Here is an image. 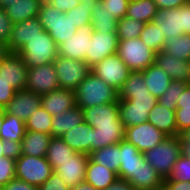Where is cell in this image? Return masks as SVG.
Returning <instances> with one entry per match:
<instances>
[{"label":"cell","mask_w":190,"mask_h":190,"mask_svg":"<svg viewBox=\"0 0 190 190\" xmlns=\"http://www.w3.org/2000/svg\"><path fill=\"white\" fill-rule=\"evenodd\" d=\"M89 158L99 163L116 174L120 168V142L114 145L106 146L89 154Z\"/></svg>","instance_id":"obj_33"},{"label":"cell","mask_w":190,"mask_h":190,"mask_svg":"<svg viewBox=\"0 0 190 190\" xmlns=\"http://www.w3.org/2000/svg\"><path fill=\"white\" fill-rule=\"evenodd\" d=\"M117 22L100 2L91 13V24L97 32L117 33Z\"/></svg>","instance_id":"obj_39"},{"label":"cell","mask_w":190,"mask_h":190,"mask_svg":"<svg viewBox=\"0 0 190 190\" xmlns=\"http://www.w3.org/2000/svg\"><path fill=\"white\" fill-rule=\"evenodd\" d=\"M146 87L157 100L169 88L172 79L155 63L143 71Z\"/></svg>","instance_id":"obj_28"},{"label":"cell","mask_w":190,"mask_h":190,"mask_svg":"<svg viewBox=\"0 0 190 190\" xmlns=\"http://www.w3.org/2000/svg\"><path fill=\"white\" fill-rule=\"evenodd\" d=\"M52 6H54L57 10L66 13L76 6H78L82 0H46Z\"/></svg>","instance_id":"obj_53"},{"label":"cell","mask_w":190,"mask_h":190,"mask_svg":"<svg viewBox=\"0 0 190 190\" xmlns=\"http://www.w3.org/2000/svg\"><path fill=\"white\" fill-rule=\"evenodd\" d=\"M104 190H135L133 186L126 180L118 178L114 183Z\"/></svg>","instance_id":"obj_58"},{"label":"cell","mask_w":190,"mask_h":190,"mask_svg":"<svg viewBox=\"0 0 190 190\" xmlns=\"http://www.w3.org/2000/svg\"><path fill=\"white\" fill-rule=\"evenodd\" d=\"M21 141L4 140L2 151L5 157L17 160L22 155Z\"/></svg>","instance_id":"obj_51"},{"label":"cell","mask_w":190,"mask_h":190,"mask_svg":"<svg viewBox=\"0 0 190 190\" xmlns=\"http://www.w3.org/2000/svg\"><path fill=\"white\" fill-rule=\"evenodd\" d=\"M17 0H0V8L3 10L8 6H11L12 2H16Z\"/></svg>","instance_id":"obj_63"},{"label":"cell","mask_w":190,"mask_h":190,"mask_svg":"<svg viewBox=\"0 0 190 190\" xmlns=\"http://www.w3.org/2000/svg\"><path fill=\"white\" fill-rule=\"evenodd\" d=\"M9 53L7 44L0 42V62Z\"/></svg>","instance_id":"obj_62"},{"label":"cell","mask_w":190,"mask_h":190,"mask_svg":"<svg viewBox=\"0 0 190 190\" xmlns=\"http://www.w3.org/2000/svg\"><path fill=\"white\" fill-rule=\"evenodd\" d=\"M0 190H38L37 187L24 182L18 178L10 180L5 186L1 187Z\"/></svg>","instance_id":"obj_54"},{"label":"cell","mask_w":190,"mask_h":190,"mask_svg":"<svg viewBox=\"0 0 190 190\" xmlns=\"http://www.w3.org/2000/svg\"><path fill=\"white\" fill-rule=\"evenodd\" d=\"M92 128L83 121L63 134L61 138L74 151L89 155L92 152Z\"/></svg>","instance_id":"obj_21"},{"label":"cell","mask_w":190,"mask_h":190,"mask_svg":"<svg viewBox=\"0 0 190 190\" xmlns=\"http://www.w3.org/2000/svg\"><path fill=\"white\" fill-rule=\"evenodd\" d=\"M84 121V114L77 105L64 113H58L52 117L51 135L61 137L71 128L78 126Z\"/></svg>","instance_id":"obj_26"},{"label":"cell","mask_w":190,"mask_h":190,"mask_svg":"<svg viewBox=\"0 0 190 190\" xmlns=\"http://www.w3.org/2000/svg\"><path fill=\"white\" fill-rule=\"evenodd\" d=\"M158 9H173L184 6L188 0H154Z\"/></svg>","instance_id":"obj_55"},{"label":"cell","mask_w":190,"mask_h":190,"mask_svg":"<svg viewBox=\"0 0 190 190\" xmlns=\"http://www.w3.org/2000/svg\"><path fill=\"white\" fill-rule=\"evenodd\" d=\"M167 137L150 122L125 127V140L133 144L142 153L161 143Z\"/></svg>","instance_id":"obj_9"},{"label":"cell","mask_w":190,"mask_h":190,"mask_svg":"<svg viewBox=\"0 0 190 190\" xmlns=\"http://www.w3.org/2000/svg\"><path fill=\"white\" fill-rule=\"evenodd\" d=\"M38 190H70L63 179L55 171L51 176L38 188Z\"/></svg>","instance_id":"obj_49"},{"label":"cell","mask_w":190,"mask_h":190,"mask_svg":"<svg viewBox=\"0 0 190 190\" xmlns=\"http://www.w3.org/2000/svg\"><path fill=\"white\" fill-rule=\"evenodd\" d=\"M125 138V126L119 123L95 124L92 128V152L114 145Z\"/></svg>","instance_id":"obj_17"},{"label":"cell","mask_w":190,"mask_h":190,"mask_svg":"<svg viewBox=\"0 0 190 190\" xmlns=\"http://www.w3.org/2000/svg\"><path fill=\"white\" fill-rule=\"evenodd\" d=\"M52 135L26 130L21 140L22 155L45 157Z\"/></svg>","instance_id":"obj_30"},{"label":"cell","mask_w":190,"mask_h":190,"mask_svg":"<svg viewBox=\"0 0 190 190\" xmlns=\"http://www.w3.org/2000/svg\"><path fill=\"white\" fill-rule=\"evenodd\" d=\"M177 108H190V83L185 87L183 94L179 97Z\"/></svg>","instance_id":"obj_59"},{"label":"cell","mask_w":190,"mask_h":190,"mask_svg":"<svg viewBox=\"0 0 190 190\" xmlns=\"http://www.w3.org/2000/svg\"><path fill=\"white\" fill-rule=\"evenodd\" d=\"M117 179L118 176L114 171L89 158L85 172V182L94 186L97 190H104Z\"/></svg>","instance_id":"obj_27"},{"label":"cell","mask_w":190,"mask_h":190,"mask_svg":"<svg viewBox=\"0 0 190 190\" xmlns=\"http://www.w3.org/2000/svg\"><path fill=\"white\" fill-rule=\"evenodd\" d=\"M145 23L129 17H123L117 22V38L119 40H130L140 37Z\"/></svg>","instance_id":"obj_42"},{"label":"cell","mask_w":190,"mask_h":190,"mask_svg":"<svg viewBox=\"0 0 190 190\" xmlns=\"http://www.w3.org/2000/svg\"><path fill=\"white\" fill-rule=\"evenodd\" d=\"M43 31L38 17L13 24L7 44L9 52L17 53L27 42L40 36Z\"/></svg>","instance_id":"obj_15"},{"label":"cell","mask_w":190,"mask_h":190,"mask_svg":"<svg viewBox=\"0 0 190 190\" xmlns=\"http://www.w3.org/2000/svg\"><path fill=\"white\" fill-rule=\"evenodd\" d=\"M24 64L30 67L46 65L58 57V46L45 30L27 42L18 52Z\"/></svg>","instance_id":"obj_4"},{"label":"cell","mask_w":190,"mask_h":190,"mask_svg":"<svg viewBox=\"0 0 190 190\" xmlns=\"http://www.w3.org/2000/svg\"><path fill=\"white\" fill-rule=\"evenodd\" d=\"M44 0H17L12 2L5 10L6 15L13 24L38 17Z\"/></svg>","instance_id":"obj_29"},{"label":"cell","mask_w":190,"mask_h":190,"mask_svg":"<svg viewBox=\"0 0 190 190\" xmlns=\"http://www.w3.org/2000/svg\"><path fill=\"white\" fill-rule=\"evenodd\" d=\"M118 43L117 33L94 30L86 54L87 65L91 68L105 57L117 53Z\"/></svg>","instance_id":"obj_12"},{"label":"cell","mask_w":190,"mask_h":190,"mask_svg":"<svg viewBox=\"0 0 190 190\" xmlns=\"http://www.w3.org/2000/svg\"><path fill=\"white\" fill-rule=\"evenodd\" d=\"M181 147H190V128L186 129L179 136Z\"/></svg>","instance_id":"obj_60"},{"label":"cell","mask_w":190,"mask_h":190,"mask_svg":"<svg viewBox=\"0 0 190 190\" xmlns=\"http://www.w3.org/2000/svg\"><path fill=\"white\" fill-rule=\"evenodd\" d=\"M181 154L190 159V147H181Z\"/></svg>","instance_id":"obj_64"},{"label":"cell","mask_w":190,"mask_h":190,"mask_svg":"<svg viewBox=\"0 0 190 190\" xmlns=\"http://www.w3.org/2000/svg\"><path fill=\"white\" fill-rule=\"evenodd\" d=\"M100 0H82L81 3L66 12V17H70L74 26L83 27L85 24L91 23V13L98 6Z\"/></svg>","instance_id":"obj_37"},{"label":"cell","mask_w":190,"mask_h":190,"mask_svg":"<svg viewBox=\"0 0 190 190\" xmlns=\"http://www.w3.org/2000/svg\"><path fill=\"white\" fill-rule=\"evenodd\" d=\"M177 136L190 128V108L175 109Z\"/></svg>","instance_id":"obj_48"},{"label":"cell","mask_w":190,"mask_h":190,"mask_svg":"<svg viewBox=\"0 0 190 190\" xmlns=\"http://www.w3.org/2000/svg\"><path fill=\"white\" fill-rule=\"evenodd\" d=\"M5 116V108L0 106V128Z\"/></svg>","instance_id":"obj_65"},{"label":"cell","mask_w":190,"mask_h":190,"mask_svg":"<svg viewBox=\"0 0 190 190\" xmlns=\"http://www.w3.org/2000/svg\"><path fill=\"white\" fill-rule=\"evenodd\" d=\"M93 31L94 28L91 23L78 28L75 35L58 45V56L86 62V54Z\"/></svg>","instance_id":"obj_11"},{"label":"cell","mask_w":190,"mask_h":190,"mask_svg":"<svg viewBox=\"0 0 190 190\" xmlns=\"http://www.w3.org/2000/svg\"><path fill=\"white\" fill-rule=\"evenodd\" d=\"M189 83L185 81L172 80L169 88L161 95L158 102L168 109L175 110L179 97L183 94Z\"/></svg>","instance_id":"obj_43"},{"label":"cell","mask_w":190,"mask_h":190,"mask_svg":"<svg viewBox=\"0 0 190 190\" xmlns=\"http://www.w3.org/2000/svg\"><path fill=\"white\" fill-rule=\"evenodd\" d=\"M76 151L71 149L61 137H52L49 142L48 149L46 151V159L55 171L60 164L71 159V155L75 154Z\"/></svg>","instance_id":"obj_31"},{"label":"cell","mask_w":190,"mask_h":190,"mask_svg":"<svg viewBox=\"0 0 190 190\" xmlns=\"http://www.w3.org/2000/svg\"><path fill=\"white\" fill-rule=\"evenodd\" d=\"M152 190H168L167 187L163 184L162 186L158 187V188H154Z\"/></svg>","instance_id":"obj_67"},{"label":"cell","mask_w":190,"mask_h":190,"mask_svg":"<svg viewBox=\"0 0 190 190\" xmlns=\"http://www.w3.org/2000/svg\"><path fill=\"white\" fill-rule=\"evenodd\" d=\"M130 0H100L104 9L117 21L126 16Z\"/></svg>","instance_id":"obj_45"},{"label":"cell","mask_w":190,"mask_h":190,"mask_svg":"<svg viewBox=\"0 0 190 190\" xmlns=\"http://www.w3.org/2000/svg\"><path fill=\"white\" fill-rule=\"evenodd\" d=\"M117 54L130 71H144L155 63L156 52L139 38L119 40Z\"/></svg>","instance_id":"obj_5"},{"label":"cell","mask_w":190,"mask_h":190,"mask_svg":"<svg viewBox=\"0 0 190 190\" xmlns=\"http://www.w3.org/2000/svg\"><path fill=\"white\" fill-rule=\"evenodd\" d=\"M162 31L164 38H175L183 34L182 6L173 9H159L153 21Z\"/></svg>","instance_id":"obj_18"},{"label":"cell","mask_w":190,"mask_h":190,"mask_svg":"<svg viewBox=\"0 0 190 190\" xmlns=\"http://www.w3.org/2000/svg\"><path fill=\"white\" fill-rule=\"evenodd\" d=\"M140 94H150L146 87L143 71H131L128 79L119 90V99L128 101Z\"/></svg>","instance_id":"obj_34"},{"label":"cell","mask_w":190,"mask_h":190,"mask_svg":"<svg viewBox=\"0 0 190 190\" xmlns=\"http://www.w3.org/2000/svg\"><path fill=\"white\" fill-rule=\"evenodd\" d=\"M143 154L145 160L163 180L169 178L174 164L181 156L180 139L178 136H167L161 143Z\"/></svg>","instance_id":"obj_2"},{"label":"cell","mask_w":190,"mask_h":190,"mask_svg":"<svg viewBox=\"0 0 190 190\" xmlns=\"http://www.w3.org/2000/svg\"><path fill=\"white\" fill-rule=\"evenodd\" d=\"M70 190H97V189L87 182H82L80 184H77L75 187L70 188Z\"/></svg>","instance_id":"obj_61"},{"label":"cell","mask_w":190,"mask_h":190,"mask_svg":"<svg viewBox=\"0 0 190 190\" xmlns=\"http://www.w3.org/2000/svg\"><path fill=\"white\" fill-rule=\"evenodd\" d=\"M144 154L138 150L133 144L125 139L120 141V168L118 170V178L129 181L136 173L139 164V159H142Z\"/></svg>","instance_id":"obj_24"},{"label":"cell","mask_w":190,"mask_h":190,"mask_svg":"<svg viewBox=\"0 0 190 190\" xmlns=\"http://www.w3.org/2000/svg\"><path fill=\"white\" fill-rule=\"evenodd\" d=\"M164 180H177L190 182V159L182 154L173 166V170L169 178Z\"/></svg>","instance_id":"obj_44"},{"label":"cell","mask_w":190,"mask_h":190,"mask_svg":"<svg viewBox=\"0 0 190 190\" xmlns=\"http://www.w3.org/2000/svg\"><path fill=\"white\" fill-rule=\"evenodd\" d=\"M84 121L91 127L95 124L119 123V103L111 102L105 105L82 109Z\"/></svg>","instance_id":"obj_23"},{"label":"cell","mask_w":190,"mask_h":190,"mask_svg":"<svg viewBox=\"0 0 190 190\" xmlns=\"http://www.w3.org/2000/svg\"><path fill=\"white\" fill-rule=\"evenodd\" d=\"M25 122L16 116L6 114L0 128V138L11 141H21L25 135Z\"/></svg>","instance_id":"obj_35"},{"label":"cell","mask_w":190,"mask_h":190,"mask_svg":"<svg viewBox=\"0 0 190 190\" xmlns=\"http://www.w3.org/2000/svg\"><path fill=\"white\" fill-rule=\"evenodd\" d=\"M28 66L16 52H9L0 62V77L16 91L25 90Z\"/></svg>","instance_id":"obj_13"},{"label":"cell","mask_w":190,"mask_h":190,"mask_svg":"<svg viewBox=\"0 0 190 190\" xmlns=\"http://www.w3.org/2000/svg\"><path fill=\"white\" fill-rule=\"evenodd\" d=\"M40 106L41 95L28 90H18L5 106V113L25 122Z\"/></svg>","instance_id":"obj_14"},{"label":"cell","mask_w":190,"mask_h":190,"mask_svg":"<svg viewBox=\"0 0 190 190\" xmlns=\"http://www.w3.org/2000/svg\"><path fill=\"white\" fill-rule=\"evenodd\" d=\"M148 122L167 136H177L175 110L166 108L158 101L149 112Z\"/></svg>","instance_id":"obj_25"},{"label":"cell","mask_w":190,"mask_h":190,"mask_svg":"<svg viewBox=\"0 0 190 190\" xmlns=\"http://www.w3.org/2000/svg\"><path fill=\"white\" fill-rule=\"evenodd\" d=\"M157 99L151 94L135 95L132 99L125 101L132 108L151 110L157 103Z\"/></svg>","instance_id":"obj_47"},{"label":"cell","mask_w":190,"mask_h":190,"mask_svg":"<svg viewBox=\"0 0 190 190\" xmlns=\"http://www.w3.org/2000/svg\"><path fill=\"white\" fill-rule=\"evenodd\" d=\"M155 64L162 68L172 80L190 83V61L175 58L161 50L155 55Z\"/></svg>","instance_id":"obj_20"},{"label":"cell","mask_w":190,"mask_h":190,"mask_svg":"<svg viewBox=\"0 0 190 190\" xmlns=\"http://www.w3.org/2000/svg\"><path fill=\"white\" fill-rule=\"evenodd\" d=\"M13 23L6 15L5 10L0 8V42L8 44Z\"/></svg>","instance_id":"obj_50"},{"label":"cell","mask_w":190,"mask_h":190,"mask_svg":"<svg viewBox=\"0 0 190 190\" xmlns=\"http://www.w3.org/2000/svg\"><path fill=\"white\" fill-rule=\"evenodd\" d=\"M16 160L9 157H0V188L15 178Z\"/></svg>","instance_id":"obj_46"},{"label":"cell","mask_w":190,"mask_h":190,"mask_svg":"<svg viewBox=\"0 0 190 190\" xmlns=\"http://www.w3.org/2000/svg\"><path fill=\"white\" fill-rule=\"evenodd\" d=\"M75 98L78 107L81 109L90 108L117 102L119 91L90 71L75 90Z\"/></svg>","instance_id":"obj_1"},{"label":"cell","mask_w":190,"mask_h":190,"mask_svg":"<svg viewBox=\"0 0 190 190\" xmlns=\"http://www.w3.org/2000/svg\"><path fill=\"white\" fill-rule=\"evenodd\" d=\"M2 144H3V140L0 138V157L4 156V153L2 151Z\"/></svg>","instance_id":"obj_66"},{"label":"cell","mask_w":190,"mask_h":190,"mask_svg":"<svg viewBox=\"0 0 190 190\" xmlns=\"http://www.w3.org/2000/svg\"><path fill=\"white\" fill-rule=\"evenodd\" d=\"M15 91L8 82L0 77V106L4 107L9 103L13 98Z\"/></svg>","instance_id":"obj_52"},{"label":"cell","mask_w":190,"mask_h":190,"mask_svg":"<svg viewBox=\"0 0 190 190\" xmlns=\"http://www.w3.org/2000/svg\"><path fill=\"white\" fill-rule=\"evenodd\" d=\"M119 103V116L125 127L148 122V115L150 110L132 108L124 100H118Z\"/></svg>","instance_id":"obj_38"},{"label":"cell","mask_w":190,"mask_h":190,"mask_svg":"<svg viewBox=\"0 0 190 190\" xmlns=\"http://www.w3.org/2000/svg\"><path fill=\"white\" fill-rule=\"evenodd\" d=\"M163 51L175 58L190 61V34H182L175 38L167 37Z\"/></svg>","instance_id":"obj_36"},{"label":"cell","mask_w":190,"mask_h":190,"mask_svg":"<svg viewBox=\"0 0 190 190\" xmlns=\"http://www.w3.org/2000/svg\"><path fill=\"white\" fill-rule=\"evenodd\" d=\"M58 88L59 81L53 62L28 68L25 90L44 95Z\"/></svg>","instance_id":"obj_10"},{"label":"cell","mask_w":190,"mask_h":190,"mask_svg":"<svg viewBox=\"0 0 190 190\" xmlns=\"http://www.w3.org/2000/svg\"><path fill=\"white\" fill-rule=\"evenodd\" d=\"M183 34H190V3L182 6Z\"/></svg>","instance_id":"obj_57"},{"label":"cell","mask_w":190,"mask_h":190,"mask_svg":"<svg viewBox=\"0 0 190 190\" xmlns=\"http://www.w3.org/2000/svg\"><path fill=\"white\" fill-rule=\"evenodd\" d=\"M59 81V88L75 91L86 78L91 68L85 61L58 56L53 62Z\"/></svg>","instance_id":"obj_7"},{"label":"cell","mask_w":190,"mask_h":190,"mask_svg":"<svg viewBox=\"0 0 190 190\" xmlns=\"http://www.w3.org/2000/svg\"><path fill=\"white\" fill-rule=\"evenodd\" d=\"M168 190H190V182L177 180H164L163 183Z\"/></svg>","instance_id":"obj_56"},{"label":"cell","mask_w":190,"mask_h":190,"mask_svg":"<svg viewBox=\"0 0 190 190\" xmlns=\"http://www.w3.org/2000/svg\"><path fill=\"white\" fill-rule=\"evenodd\" d=\"M52 115L40 106L26 121V130L51 135Z\"/></svg>","instance_id":"obj_40"},{"label":"cell","mask_w":190,"mask_h":190,"mask_svg":"<svg viewBox=\"0 0 190 190\" xmlns=\"http://www.w3.org/2000/svg\"><path fill=\"white\" fill-rule=\"evenodd\" d=\"M38 18L43 29L49 33L57 46L75 35L78 30L70 17H66L65 13L57 10L46 0L42 2Z\"/></svg>","instance_id":"obj_3"},{"label":"cell","mask_w":190,"mask_h":190,"mask_svg":"<svg viewBox=\"0 0 190 190\" xmlns=\"http://www.w3.org/2000/svg\"><path fill=\"white\" fill-rule=\"evenodd\" d=\"M158 10L154 0H130L126 17L148 23L153 21Z\"/></svg>","instance_id":"obj_32"},{"label":"cell","mask_w":190,"mask_h":190,"mask_svg":"<svg viewBox=\"0 0 190 190\" xmlns=\"http://www.w3.org/2000/svg\"><path fill=\"white\" fill-rule=\"evenodd\" d=\"M128 182L135 190H152L162 186L164 180L143 157L139 159L136 173Z\"/></svg>","instance_id":"obj_22"},{"label":"cell","mask_w":190,"mask_h":190,"mask_svg":"<svg viewBox=\"0 0 190 190\" xmlns=\"http://www.w3.org/2000/svg\"><path fill=\"white\" fill-rule=\"evenodd\" d=\"M91 72L119 91L131 71L120 59V56L115 53L91 67Z\"/></svg>","instance_id":"obj_8"},{"label":"cell","mask_w":190,"mask_h":190,"mask_svg":"<svg viewBox=\"0 0 190 190\" xmlns=\"http://www.w3.org/2000/svg\"><path fill=\"white\" fill-rule=\"evenodd\" d=\"M89 161V155L76 152L71 159L60 164L55 172L63 179L69 188L85 182V172Z\"/></svg>","instance_id":"obj_16"},{"label":"cell","mask_w":190,"mask_h":190,"mask_svg":"<svg viewBox=\"0 0 190 190\" xmlns=\"http://www.w3.org/2000/svg\"><path fill=\"white\" fill-rule=\"evenodd\" d=\"M46 157L21 155L16 160L15 178L39 188L53 173Z\"/></svg>","instance_id":"obj_6"},{"label":"cell","mask_w":190,"mask_h":190,"mask_svg":"<svg viewBox=\"0 0 190 190\" xmlns=\"http://www.w3.org/2000/svg\"><path fill=\"white\" fill-rule=\"evenodd\" d=\"M139 38L156 53L163 50L165 38L158 25L154 22L145 23Z\"/></svg>","instance_id":"obj_41"},{"label":"cell","mask_w":190,"mask_h":190,"mask_svg":"<svg viewBox=\"0 0 190 190\" xmlns=\"http://www.w3.org/2000/svg\"><path fill=\"white\" fill-rule=\"evenodd\" d=\"M41 106L52 116L64 113L76 106L75 91L58 88L41 95Z\"/></svg>","instance_id":"obj_19"}]
</instances>
